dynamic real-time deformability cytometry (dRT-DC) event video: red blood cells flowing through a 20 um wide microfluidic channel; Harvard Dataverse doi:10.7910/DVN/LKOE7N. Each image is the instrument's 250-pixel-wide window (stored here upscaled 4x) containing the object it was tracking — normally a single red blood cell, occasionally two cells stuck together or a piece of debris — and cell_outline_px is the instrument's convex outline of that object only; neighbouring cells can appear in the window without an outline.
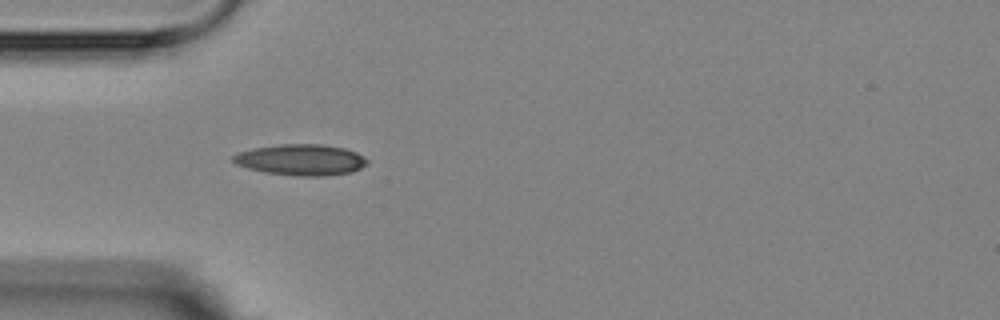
{"species": "Egyptian fruit bat (a non-hibernating species)", "species_latin": "Rousettus aegyptiacus", "temperature_condition": "room temperature", "stored_images_in_passage": 1, "camera_frame_rate_fps": 3000, "um_per_image_px": 0.085, "animal": {"sex": "female"}, "frame": {"image": 1, "passage_image": 1, "time_ms": 0.0, "image_size_px": [1000, 320], "cell_outline_px": [[368, 164], [352, 172], [324, 176], [300, 176], [264, 172], [248, 168], [236, 164], [232, 160], [232, 156], [240, 152], [252, 148], [280, 144], [324, 144], [344, 148], [356, 152], [364, 156], [368, 160]], "centroid_in_image_um": [25.6, 13.58], "position_along_channel_um": 59.4, "area_um2": 24.33}}